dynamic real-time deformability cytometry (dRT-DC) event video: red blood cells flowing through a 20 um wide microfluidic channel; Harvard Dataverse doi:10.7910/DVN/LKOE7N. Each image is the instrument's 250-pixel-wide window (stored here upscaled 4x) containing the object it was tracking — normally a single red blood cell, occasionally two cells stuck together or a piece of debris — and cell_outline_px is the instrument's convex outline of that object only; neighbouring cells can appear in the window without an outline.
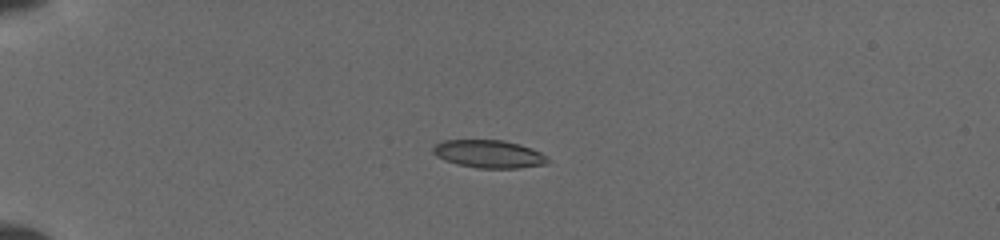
{"species": "common noctule bat (a hibernating species)", "species_latin": "Nyctalus noctula", "temperature_condition": "cold", "stored_images_in_passage": 10, "camera_frame_rate_fps": 3000, "um_per_image_px": 0.085, "animal": {"sex": "female", "body_mass_g": 19.5, "forearm_length_mm": 54.1}, "frame": {"image": 1, "passage_image": 1, "time_ms": 0.0, "image_size_px": [1000, 240], "cell_outline_px": [[548, 164], [516, 168], [476, 168], [444, 160], [436, 156], [432, 152], [432, 148], [436, 144], [444, 140], [500, 140], [520, 144], [540, 152], [548, 156]], "centroid_in_image_um": [41.56, 13.09], "position_along_channel_um": 43.4, "area_um2": 18.55}}